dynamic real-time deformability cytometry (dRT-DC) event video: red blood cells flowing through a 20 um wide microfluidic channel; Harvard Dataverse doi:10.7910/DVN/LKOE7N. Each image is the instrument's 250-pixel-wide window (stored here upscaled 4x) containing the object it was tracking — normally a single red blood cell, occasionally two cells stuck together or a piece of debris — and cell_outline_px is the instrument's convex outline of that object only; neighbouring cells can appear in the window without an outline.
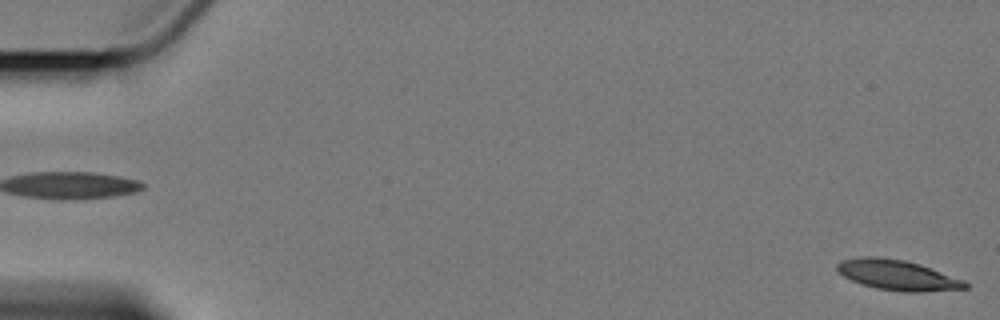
{"species": "Egyptian fruit bat (a non-hibernating species)", "species_latin": "Rousettus aegyptiacus", "temperature_condition": "cold", "stored_images_in_passage": 2, "segment_of_instrument_passage": [2, 2], "camera_frame_rate_fps": 3000, "um_per_image_px": 0.085, "animal": {"sex": "female"}, "frame": {"image": 1, "passage_image": 2, "time_ms": 1.333, "image_size_px": [1000, 320], "cell_outline_px": [[968, 288], [920, 292], [908, 292], [876, 288], [852, 280], [844, 276], [836, 268], [836, 264], [840, 260], [860, 256], [880, 256], [904, 260], [920, 264], [964, 280], [968, 284]], "centroid_in_image_um": [76.27, 23.36], "position_along_channel_um": 8.7, "area_um2": 22.48}}